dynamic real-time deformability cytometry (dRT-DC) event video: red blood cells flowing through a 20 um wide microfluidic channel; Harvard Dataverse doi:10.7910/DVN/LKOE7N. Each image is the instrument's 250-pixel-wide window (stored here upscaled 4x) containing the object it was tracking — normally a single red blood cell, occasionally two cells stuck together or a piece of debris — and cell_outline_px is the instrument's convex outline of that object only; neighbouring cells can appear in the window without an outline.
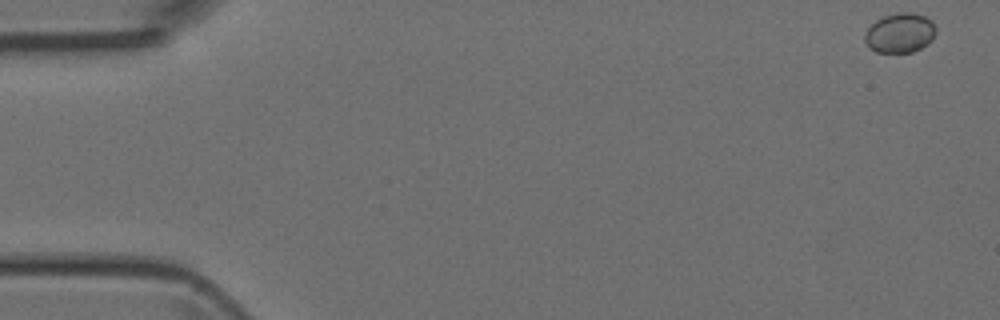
{"species": "Egyptian fruit bat (a non-hibernating species)", "species_latin": "Rousettus aegyptiacus", "temperature_condition": "room temperature", "stored_images_in_passage": 50, "camera_frame_rate_fps": 3000, "um_per_image_px": 0.085, "animal": {"sex": "female"}, "frame": {"image": 1, "passage_image": 1, "time_ms": 0.0, "image_size_px": [1000, 320], "cell_outline_px": [[936, 32], [932, 40], [928, 44], [912, 52], [876, 52], [868, 48], [864, 40], [864, 36], [868, 28], [876, 20], [884, 16], [900, 12], [912, 12], [924, 16], [932, 20], [936, 28]], "centroid_in_image_um": [76.5, 2.8], "position_along_channel_um": 8.5, "area_um2": 16.53}}
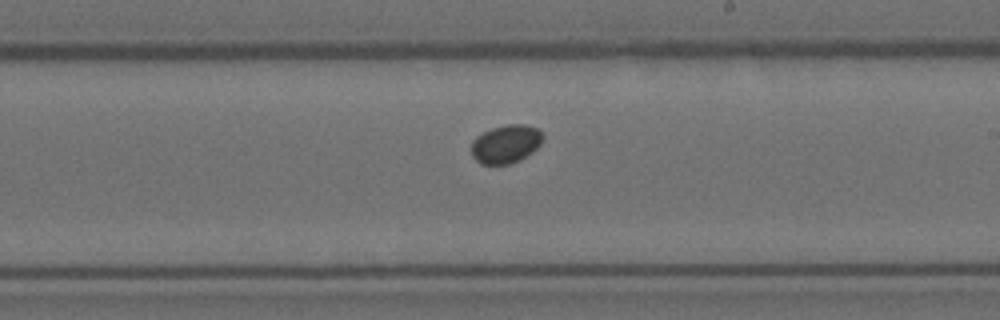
{"frame": {"image": 2, "passage_image": 29, "time_ms": 9.333, "image_size_px": [1000, 320], "cell_outline_px": [[544, 136], [540, 144], [532, 152], [520, 160], [508, 164], [480, 164], [472, 156], [472, 140], [476, 136], [492, 128], [504, 124], [524, 124], [540, 128]], "centroid_in_image_um": [43.01, 12.22], "position_along_channel_um": 246.0, "area_um2": 16.13}}
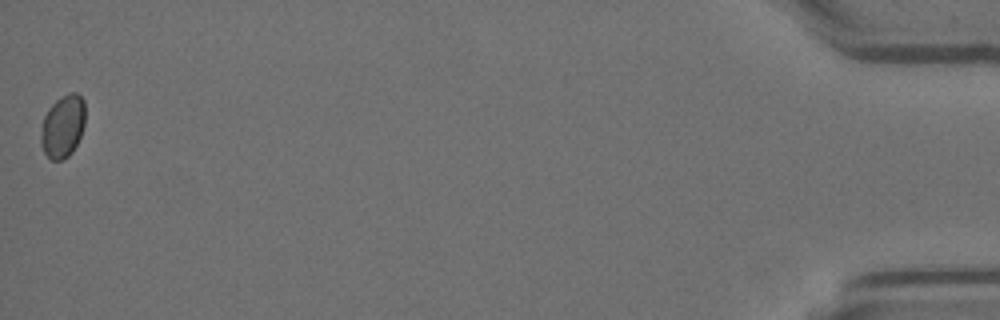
{"frame": {"image": 3, "passage_image": 50, "time_ms": 16.333, "image_size_px": [1000, 320], "cell_outline_px": [[84, 124], [80, 136], [72, 152], [68, 156], [60, 160], [52, 160], [44, 152], [40, 144], [40, 136], [44, 116], [48, 108], [60, 96], [68, 92], [76, 92], [84, 100]], "centroid_in_image_um": [5.32, 10.71], "position_along_channel_um": 429.9, "area_um2": 16.18}}